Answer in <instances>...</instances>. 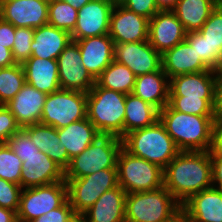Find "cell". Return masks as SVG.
Instances as JSON below:
<instances>
[{"mask_svg": "<svg viewBox=\"0 0 222 222\" xmlns=\"http://www.w3.org/2000/svg\"><path fill=\"white\" fill-rule=\"evenodd\" d=\"M126 192L118 185L104 192L83 215L86 222H126Z\"/></svg>", "mask_w": 222, "mask_h": 222, "instance_id": "obj_23", "label": "cell"}, {"mask_svg": "<svg viewBox=\"0 0 222 222\" xmlns=\"http://www.w3.org/2000/svg\"><path fill=\"white\" fill-rule=\"evenodd\" d=\"M136 75L126 66L113 60L104 71L95 79V83L103 88L132 93Z\"/></svg>", "mask_w": 222, "mask_h": 222, "instance_id": "obj_31", "label": "cell"}, {"mask_svg": "<svg viewBox=\"0 0 222 222\" xmlns=\"http://www.w3.org/2000/svg\"><path fill=\"white\" fill-rule=\"evenodd\" d=\"M159 120L180 151L211 150L218 115L181 113L167 104L159 111Z\"/></svg>", "mask_w": 222, "mask_h": 222, "instance_id": "obj_2", "label": "cell"}, {"mask_svg": "<svg viewBox=\"0 0 222 222\" xmlns=\"http://www.w3.org/2000/svg\"><path fill=\"white\" fill-rule=\"evenodd\" d=\"M74 214L73 208L67 199L60 207L50 210L31 222H66Z\"/></svg>", "mask_w": 222, "mask_h": 222, "instance_id": "obj_43", "label": "cell"}, {"mask_svg": "<svg viewBox=\"0 0 222 222\" xmlns=\"http://www.w3.org/2000/svg\"><path fill=\"white\" fill-rule=\"evenodd\" d=\"M163 186L181 205L212 187L210 151H180L163 169Z\"/></svg>", "mask_w": 222, "mask_h": 222, "instance_id": "obj_1", "label": "cell"}, {"mask_svg": "<svg viewBox=\"0 0 222 222\" xmlns=\"http://www.w3.org/2000/svg\"><path fill=\"white\" fill-rule=\"evenodd\" d=\"M79 46L82 65L96 79L114 60V42L109 34L75 40Z\"/></svg>", "mask_w": 222, "mask_h": 222, "instance_id": "obj_19", "label": "cell"}, {"mask_svg": "<svg viewBox=\"0 0 222 222\" xmlns=\"http://www.w3.org/2000/svg\"><path fill=\"white\" fill-rule=\"evenodd\" d=\"M216 77V100L219 108L222 106V64L214 70Z\"/></svg>", "mask_w": 222, "mask_h": 222, "instance_id": "obj_48", "label": "cell"}, {"mask_svg": "<svg viewBox=\"0 0 222 222\" xmlns=\"http://www.w3.org/2000/svg\"><path fill=\"white\" fill-rule=\"evenodd\" d=\"M215 8V0H179L172 10L186 32L199 31Z\"/></svg>", "mask_w": 222, "mask_h": 222, "instance_id": "obj_30", "label": "cell"}, {"mask_svg": "<svg viewBox=\"0 0 222 222\" xmlns=\"http://www.w3.org/2000/svg\"><path fill=\"white\" fill-rule=\"evenodd\" d=\"M33 38V28L15 27L12 55L16 64H23L31 56V44Z\"/></svg>", "mask_w": 222, "mask_h": 222, "instance_id": "obj_37", "label": "cell"}, {"mask_svg": "<svg viewBox=\"0 0 222 222\" xmlns=\"http://www.w3.org/2000/svg\"><path fill=\"white\" fill-rule=\"evenodd\" d=\"M22 187L0 178V207L17 213Z\"/></svg>", "mask_w": 222, "mask_h": 222, "instance_id": "obj_38", "label": "cell"}, {"mask_svg": "<svg viewBox=\"0 0 222 222\" xmlns=\"http://www.w3.org/2000/svg\"><path fill=\"white\" fill-rule=\"evenodd\" d=\"M187 32L173 11H158L149 20L148 41L161 55L186 39Z\"/></svg>", "mask_w": 222, "mask_h": 222, "instance_id": "obj_15", "label": "cell"}, {"mask_svg": "<svg viewBox=\"0 0 222 222\" xmlns=\"http://www.w3.org/2000/svg\"><path fill=\"white\" fill-rule=\"evenodd\" d=\"M113 7L114 6H123L126 0H107Z\"/></svg>", "mask_w": 222, "mask_h": 222, "instance_id": "obj_53", "label": "cell"}, {"mask_svg": "<svg viewBox=\"0 0 222 222\" xmlns=\"http://www.w3.org/2000/svg\"><path fill=\"white\" fill-rule=\"evenodd\" d=\"M199 32L209 44L211 70H215L222 64V9L215 7Z\"/></svg>", "mask_w": 222, "mask_h": 222, "instance_id": "obj_32", "label": "cell"}, {"mask_svg": "<svg viewBox=\"0 0 222 222\" xmlns=\"http://www.w3.org/2000/svg\"><path fill=\"white\" fill-rule=\"evenodd\" d=\"M118 185L126 193L152 191L163 186V169L143 158L131 155L124 148L117 159Z\"/></svg>", "mask_w": 222, "mask_h": 222, "instance_id": "obj_7", "label": "cell"}, {"mask_svg": "<svg viewBox=\"0 0 222 222\" xmlns=\"http://www.w3.org/2000/svg\"><path fill=\"white\" fill-rule=\"evenodd\" d=\"M15 64L12 50L0 45V68L10 67Z\"/></svg>", "mask_w": 222, "mask_h": 222, "instance_id": "obj_47", "label": "cell"}, {"mask_svg": "<svg viewBox=\"0 0 222 222\" xmlns=\"http://www.w3.org/2000/svg\"><path fill=\"white\" fill-rule=\"evenodd\" d=\"M159 120V110L140 97L129 93L125 99L124 136L134 130L153 125Z\"/></svg>", "mask_w": 222, "mask_h": 222, "instance_id": "obj_29", "label": "cell"}, {"mask_svg": "<svg viewBox=\"0 0 222 222\" xmlns=\"http://www.w3.org/2000/svg\"><path fill=\"white\" fill-rule=\"evenodd\" d=\"M123 142L114 135H99L84 151L70 160L64 178H82L107 168H117Z\"/></svg>", "mask_w": 222, "mask_h": 222, "instance_id": "obj_6", "label": "cell"}, {"mask_svg": "<svg viewBox=\"0 0 222 222\" xmlns=\"http://www.w3.org/2000/svg\"><path fill=\"white\" fill-rule=\"evenodd\" d=\"M168 104L176 111L194 115H218L219 106L216 98H185L169 96Z\"/></svg>", "mask_w": 222, "mask_h": 222, "instance_id": "obj_34", "label": "cell"}, {"mask_svg": "<svg viewBox=\"0 0 222 222\" xmlns=\"http://www.w3.org/2000/svg\"><path fill=\"white\" fill-rule=\"evenodd\" d=\"M212 186L222 189V155L211 154Z\"/></svg>", "mask_w": 222, "mask_h": 222, "instance_id": "obj_45", "label": "cell"}, {"mask_svg": "<svg viewBox=\"0 0 222 222\" xmlns=\"http://www.w3.org/2000/svg\"><path fill=\"white\" fill-rule=\"evenodd\" d=\"M179 0H155L156 5L160 11H172Z\"/></svg>", "mask_w": 222, "mask_h": 222, "instance_id": "obj_50", "label": "cell"}, {"mask_svg": "<svg viewBox=\"0 0 222 222\" xmlns=\"http://www.w3.org/2000/svg\"><path fill=\"white\" fill-rule=\"evenodd\" d=\"M122 142L123 148L131 155L155 163L162 169L180 152L160 120L127 133Z\"/></svg>", "mask_w": 222, "mask_h": 222, "instance_id": "obj_4", "label": "cell"}, {"mask_svg": "<svg viewBox=\"0 0 222 222\" xmlns=\"http://www.w3.org/2000/svg\"><path fill=\"white\" fill-rule=\"evenodd\" d=\"M194 49L202 62L211 69V53L206 38L199 32H187L185 39Z\"/></svg>", "mask_w": 222, "mask_h": 222, "instance_id": "obj_41", "label": "cell"}, {"mask_svg": "<svg viewBox=\"0 0 222 222\" xmlns=\"http://www.w3.org/2000/svg\"><path fill=\"white\" fill-rule=\"evenodd\" d=\"M22 66L27 84L47 95L60 89L57 60L29 57Z\"/></svg>", "mask_w": 222, "mask_h": 222, "instance_id": "obj_24", "label": "cell"}, {"mask_svg": "<svg viewBox=\"0 0 222 222\" xmlns=\"http://www.w3.org/2000/svg\"><path fill=\"white\" fill-rule=\"evenodd\" d=\"M21 127L5 105H0V143H6Z\"/></svg>", "mask_w": 222, "mask_h": 222, "instance_id": "obj_40", "label": "cell"}, {"mask_svg": "<svg viewBox=\"0 0 222 222\" xmlns=\"http://www.w3.org/2000/svg\"><path fill=\"white\" fill-rule=\"evenodd\" d=\"M99 135L88 118L58 129L60 144L65 146L70 159L84 151Z\"/></svg>", "mask_w": 222, "mask_h": 222, "instance_id": "obj_28", "label": "cell"}, {"mask_svg": "<svg viewBox=\"0 0 222 222\" xmlns=\"http://www.w3.org/2000/svg\"><path fill=\"white\" fill-rule=\"evenodd\" d=\"M162 70L168 78L210 70L197 55L195 49L182 41L161 55Z\"/></svg>", "mask_w": 222, "mask_h": 222, "instance_id": "obj_22", "label": "cell"}, {"mask_svg": "<svg viewBox=\"0 0 222 222\" xmlns=\"http://www.w3.org/2000/svg\"><path fill=\"white\" fill-rule=\"evenodd\" d=\"M49 0H0V17L15 27L38 28L48 24Z\"/></svg>", "mask_w": 222, "mask_h": 222, "instance_id": "obj_13", "label": "cell"}, {"mask_svg": "<svg viewBox=\"0 0 222 222\" xmlns=\"http://www.w3.org/2000/svg\"><path fill=\"white\" fill-rule=\"evenodd\" d=\"M169 96L185 98H216L214 70L178 75L169 79Z\"/></svg>", "mask_w": 222, "mask_h": 222, "instance_id": "obj_21", "label": "cell"}, {"mask_svg": "<svg viewBox=\"0 0 222 222\" xmlns=\"http://www.w3.org/2000/svg\"><path fill=\"white\" fill-rule=\"evenodd\" d=\"M215 7L222 9V0H215Z\"/></svg>", "mask_w": 222, "mask_h": 222, "instance_id": "obj_55", "label": "cell"}, {"mask_svg": "<svg viewBox=\"0 0 222 222\" xmlns=\"http://www.w3.org/2000/svg\"><path fill=\"white\" fill-rule=\"evenodd\" d=\"M123 6L141 16L151 19L158 11L155 0H126Z\"/></svg>", "mask_w": 222, "mask_h": 222, "instance_id": "obj_42", "label": "cell"}, {"mask_svg": "<svg viewBox=\"0 0 222 222\" xmlns=\"http://www.w3.org/2000/svg\"><path fill=\"white\" fill-rule=\"evenodd\" d=\"M25 83L22 64L0 68V105H5L12 100Z\"/></svg>", "mask_w": 222, "mask_h": 222, "instance_id": "obj_33", "label": "cell"}, {"mask_svg": "<svg viewBox=\"0 0 222 222\" xmlns=\"http://www.w3.org/2000/svg\"><path fill=\"white\" fill-rule=\"evenodd\" d=\"M60 89L88 93L95 85V79L82 65L79 46L76 41L65 47L57 58Z\"/></svg>", "mask_w": 222, "mask_h": 222, "instance_id": "obj_11", "label": "cell"}, {"mask_svg": "<svg viewBox=\"0 0 222 222\" xmlns=\"http://www.w3.org/2000/svg\"><path fill=\"white\" fill-rule=\"evenodd\" d=\"M210 154L222 155V120L219 118L214 124L213 145L210 150Z\"/></svg>", "mask_w": 222, "mask_h": 222, "instance_id": "obj_46", "label": "cell"}, {"mask_svg": "<svg viewBox=\"0 0 222 222\" xmlns=\"http://www.w3.org/2000/svg\"><path fill=\"white\" fill-rule=\"evenodd\" d=\"M21 159L11 150L7 143H0V178L20 185Z\"/></svg>", "mask_w": 222, "mask_h": 222, "instance_id": "obj_36", "label": "cell"}, {"mask_svg": "<svg viewBox=\"0 0 222 222\" xmlns=\"http://www.w3.org/2000/svg\"><path fill=\"white\" fill-rule=\"evenodd\" d=\"M149 19L124 6H114L110 15L109 36L114 43L148 40Z\"/></svg>", "mask_w": 222, "mask_h": 222, "instance_id": "obj_16", "label": "cell"}, {"mask_svg": "<svg viewBox=\"0 0 222 222\" xmlns=\"http://www.w3.org/2000/svg\"><path fill=\"white\" fill-rule=\"evenodd\" d=\"M181 206L188 222H222V189L213 186L204 189Z\"/></svg>", "mask_w": 222, "mask_h": 222, "instance_id": "obj_18", "label": "cell"}, {"mask_svg": "<svg viewBox=\"0 0 222 222\" xmlns=\"http://www.w3.org/2000/svg\"><path fill=\"white\" fill-rule=\"evenodd\" d=\"M74 213L83 214L106 191L118 186L117 168H107L82 178H64Z\"/></svg>", "mask_w": 222, "mask_h": 222, "instance_id": "obj_9", "label": "cell"}, {"mask_svg": "<svg viewBox=\"0 0 222 222\" xmlns=\"http://www.w3.org/2000/svg\"><path fill=\"white\" fill-rule=\"evenodd\" d=\"M71 40L69 32L49 24L35 28L30 57L57 60Z\"/></svg>", "mask_w": 222, "mask_h": 222, "instance_id": "obj_25", "label": "cell"}, {"mask_svg": "<svg viewBox=\"0 0 222 222\" xmlns=\"http://www.w3.org/2000/svg\"><path fill=\"white\" fill-rule=\"evenodd\" d=\"M87 93L59 89L47 95L40 123L60 129L87 118Z\"/></svg>", "mask_w": 222, "mask_h": 222, "instance_id": "obj_8", "label": "cell"}, {"mask_svg": "<svg viewBox=\"0 0 222 222\" xmlns=\"http://www.w3.org/2000/svg\"><path fill=\"white\" fill-rule=\"evenodd\" d=\"M132 93L159 111L169 102V78L162 70L136 76Z\"/></svg>", "mask_w": 222, "mask_h": 222, "instance_id": "obj_26", "label": "cell"}, {"mask_svg": "<svg viewBox=\"0 0 222 222\" xmlns=\"http://www.w3.org/2000/svg\"><path fill=\"white\" fill-rule=\"evenodd\" d=\"M172 222H188V220L181 214Z\"/></svg>", "mask_w": 222, "mask_h": 222, "instance_id": "obj_54", "label": "cell"}, {"mask_svg": "<svg viewBox=\"0 0 222 222\" xmlns=\"http://www.w3.org/2000/svg\"><path fill=\"white\" fill-rule=\"evenodd\" d=\"M114 60L126 65L136 76L159 71L161 54L149 41L114 43Z\"/></svg>", "mask_w": 222, "mask_h": 222, "instance_id": "obj_12", "label": "cell"}, {"mask_svg": "<svg viewBox=\"0 0 222 222\" xmlns=\"http://www.w3.org/2000/svg\"><path fill=\"white\" fill-rule=\"evenodd\" d=\"M181 214V204L164 186L126 194V222H172Z\"/></svg>", "mask_w": 222, "mask_h": 222, "instance_id": "obj_3", "label": "cell"}, {"mask_svg": "<svg viewBox=\"0 0 222 222\" xmlns=\"http://www.w3.org/2000/svg\"><path fill=\"white\" fill-rule=\"evenodd\" d=\"M65 3L70 4L74 9L79 10L85 4H87L90 0H62Z\"/></svg>", "mask_w": 222, "mask_h": 222, "instance_id": "obj_51", "label": "cell"}, {"mask_svg": "<svg viewBox=\"0 0 222 222\" xmlns=\"http://www.w3.org/2000/svg\"><path fill=\"white\" fill-rule=\"evenodd\" d=\"M0 222H18L17 213L10 209L0 207Z\"/></svg>", "mask_w": 222, "mask_h": 222, "instance_id": "obj_49", "label": "cell"}, {"mask_svg": "<svg viewBox=\"0 0 222 222\" xmlns=\"http://www.w3.org/2000/svg\"><path fill=\"white\" fill-rule=\"evenodd\" d=\"M78 10L62 0H49L48 24L58 29L65 30L70 34L77 23Z\"/></svg>", "mask_w": 222, "mask_h": 222, "instance_id": "obj_35", "label": "cell"}, {"mask_svg": "<svg viewBox=\"0 0 222 222\" xmlns=\"http://www.w3.org/2000/svg\"><path fill=\"white\" fill-rule=\"evenodd\" d=\"M6 143L17 156H31L40 151L24 128H20Z\"/></svg>", "mask_w": 222, "mask_h": 222, "instance_id": "obj_39", "label": "cell"}, {"mask_svg": "<svg viewBox=\"0 0 222 222\" xmlns=\"http://www.w3.org/2000/svg\"><path fill=\"white\" fill-rule=\"evenodd\" d=\"M14 36L15 26L0 17V45L12 50Z\"/></svg>", "mask_w": 222, "mask_h": 222, "instance_id": "obj_44", "label": "cell"}, {"mask_svg": "<svg viewBox=\"0 0 222 222\" xmlns=\"http://www.w3.org/2000/svg\"><path fill=\"white\" fill-rule=\"evenodd\" d=\"M126 94L98 86L87 93V118L100 134L124 137Z\"/></svg>", "mask_w": 222, "mask_h": 222, "instance_id": "obj_5", "label": "cell"}, {"mask_svg": "<svg viewBox=\"0 0 222 222\" xmlns=\"http://www.w3.org/2000/svg\"><path fill=\"white\" fill-rule=\"evenodd\" d=\"M113 6L107 0H90L78 10L72 40L108 34Z\"/></svg>", "mask_w": 222, "mask_h": 222, "instance_id": "obj_14", "label": "cell"}, {"mask_svg": "<svg viewBox=\"0 0 222 222\" xmlns=\"http://www.w3.org/2000/svg\"><path fill=\"white\" fill-rule=\"evenodd\" d=\"M47 94L25 83L21 90L5 106L15 116L21 128L38 124Z\"/></svg>", "mask_w": 222, "mask_h": 222, "instance_id": "obj_20", "label": "cell"}, {"mask_svg": "<svg viewBox=\"0 0 222 222\" xmlns=\"http://www.w3.org/2000/svg\"><path fill=\"white\" fill-rule=\"evenodd\" d=\"M66 181L22 189L18 222H31L50 210L60 207L67 200Z\"/></svg>", "mask_w": 222, "mask_h": 222, "instance_id": "obj_10", "label": "cell"}, {"mask_svg": "<svg viewBox=\"0 0 222 222\" xmlns=\"http://www.w3.org/2000/svg\"><path fill=\"white\" fill-rule=\"evenodd\" d=\"M66 222H86V219L83 214L75 213Z\"/></svg>", "mask_w": 222, "mask_h": 222, "instance_id": "obj_52", "label": "cell"}, {"mask_svg": "<svg viewBox=\"0 0 222 222\" xmlns=\"http://www.w3.org/2000/svg\"><path fill=\"white\" fill-rule=\"evenodd\" d=\"M218 118L222 120V106L218 110Z\"/></svg>", "mask_w": 222, "mask_h": 222, "instance_id": "obj_56", "label": "cell"}, {"mask_svg": "<svg viewBox=\"0 0 222 222\" xmlns=\"http://www.w3.org/2000/svg\"><path fill=\"white\" fill-rule=\"evenodd\" d=\"M37 148L65 170L70 158L64 145L60 144L58 129L41 123L24 127Z\"/></svg>", "mask_w": 222, "mask_h": 222, "instance_id": "obj_27", "label": "cell"}, {"mask_svg": "<svg viewBox=\"0 0 222 222\" xmlns=\"http://www.w3.org/2000/svg\"><path fill=\"white\" fill-rule=\"evenodd\" d=\"M18 157L23 162L20 179L23 189L65 180L64 170L41 151L31 156Z\"/></svg>", "mask_w": 222, "mask_h": 222, "instance_id": "obj_17", "label": "cell"}]
</instances>
